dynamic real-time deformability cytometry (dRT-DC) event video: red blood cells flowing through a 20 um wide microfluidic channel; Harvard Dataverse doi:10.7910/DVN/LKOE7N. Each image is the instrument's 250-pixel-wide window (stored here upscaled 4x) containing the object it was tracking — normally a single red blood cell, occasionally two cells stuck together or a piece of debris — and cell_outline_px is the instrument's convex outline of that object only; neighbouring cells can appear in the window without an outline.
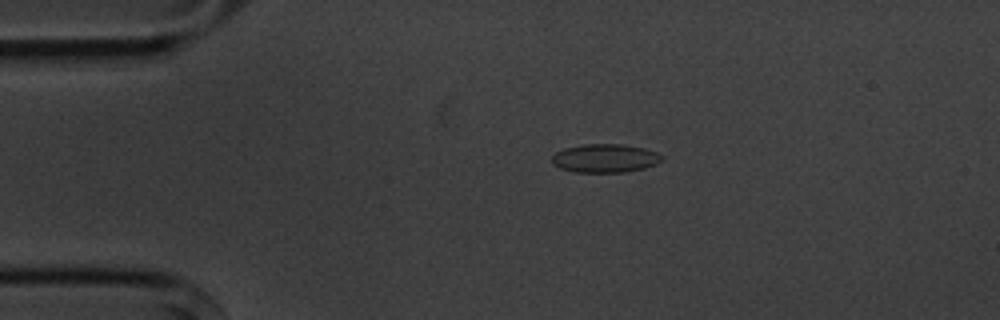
{"species": "common noctule bat (a hibernating species)", "species_latin": "Nyctalus noctula", "temperature_condition": "cold", "stored_images_in_passage": 2, "camera_frame_rate_fps": 3000, "um_per_image_px": 0.085, "animal": {"sex": "male", "body_mass_g": 20.1, "forearm_length_mm": 53.5}, "frame": {"image": 1, "passage_image": 1, "time_ms": 0.0, "image_size_px": [1000, 320], "cell_outline_px": [[664, 156], [656, 164], [644, 168], [624, 172], [572, 172], [560, 168], [552, 164], [552, 156], [556, 152], [564, 148], [584, 144], [624, 144], [644, 148], [656, 152]], "centroid_in_image_um": [51.41, 13.45], "position_along_channel_um": 33.6, "area_um2": 18.32}}